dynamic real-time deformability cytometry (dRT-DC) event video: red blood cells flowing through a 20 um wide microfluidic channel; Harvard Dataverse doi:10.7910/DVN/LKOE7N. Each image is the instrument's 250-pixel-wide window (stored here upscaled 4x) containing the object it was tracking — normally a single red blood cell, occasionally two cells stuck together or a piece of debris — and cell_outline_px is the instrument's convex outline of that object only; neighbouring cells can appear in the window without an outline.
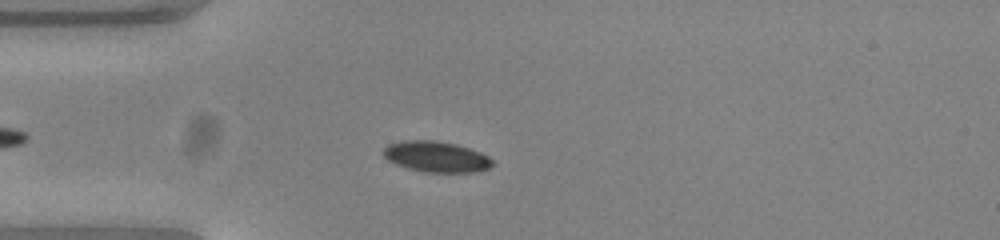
{"species": "common noctule bat (a hibernating species)", "species_latin": "Nyctalus noctula", "temperature_condition": "warm", "stored_images_in_passage": 51, "camera_frame_rate_fps": 3000, "um_per_image_px": 0.085, "animal": {"sex": "female", "body_mass_g": 23.0, "forearm_length_mm": 53.4}, "frame": {"image": 1, "passage_image": 12, "time_ms": 3.667, "image_size_px": [1000, 240], "cell_outline_px": [[492, 164], [488, 168], [472, 172], [424, 172], [408, 168], [396, 164], [388, 160], [384, 156], [384, 148], [388, 144], [404, 140], [436, 140], [456, 144], [480, 152], [488, 156], [492, 160]], "centroid_in_image_um": [37.06, 13.31], "position_along_channel_um": 47.9, "area_um2": 19.42}}
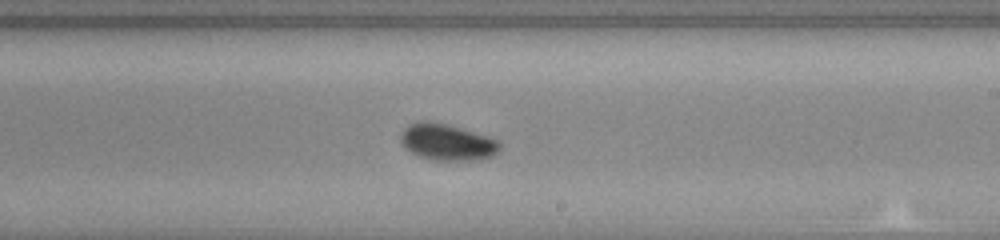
{"frame": {"image": 2, "passage_image": 29, "time_ms": 9.333, "image_size_px": [1000, 240], "cell_outline_px": [[500, 148], [492, 156], [480, 160], [432, 160], [420, 156], [404, 148], [400, 140], [400, 132], [408, 124], [420, 120], [428, 120], [448, 124], [488, 136], [496, 140], [500, 144]], "centroid_in_image_um": [37.96, 12.06], "position_along_channel_um": 251.0, "area_um2": 21.21}}
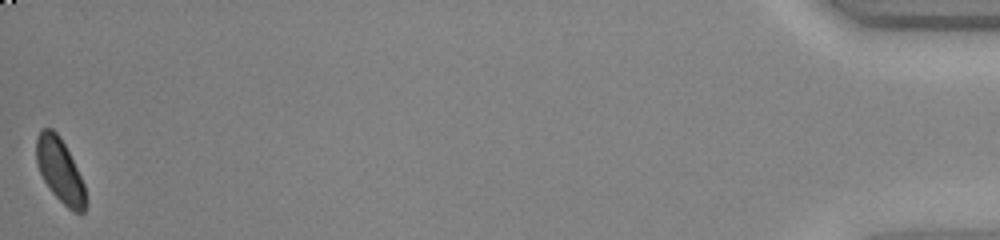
{"frame": {"image": 3, "passage_image": 51, "time_ms": 16.667, "image_size_px": [1000, 240], "cell_outline_px": [[84, 212], [72, 212], [52, 192], [44, 180], [36, 164], [36, 136], [44, 128], [52, 128], [60, 136], [84, 184]], "centroid_in_image_um": [5.05, 14.46], "position_along_channel_um": 430.1, "area_um2": 17.86}, "authors_computed_cell_mechanics": {"area_um2": 19.4208, "velocity_mm_per_s": 3.818, "shape_relaxation_time_tau1_ms": 3.8456, "shape_relaxation_time_tau2_ms": null, "deformation_change_tau1": 0.1122, "deformation_change_tau2": null}}